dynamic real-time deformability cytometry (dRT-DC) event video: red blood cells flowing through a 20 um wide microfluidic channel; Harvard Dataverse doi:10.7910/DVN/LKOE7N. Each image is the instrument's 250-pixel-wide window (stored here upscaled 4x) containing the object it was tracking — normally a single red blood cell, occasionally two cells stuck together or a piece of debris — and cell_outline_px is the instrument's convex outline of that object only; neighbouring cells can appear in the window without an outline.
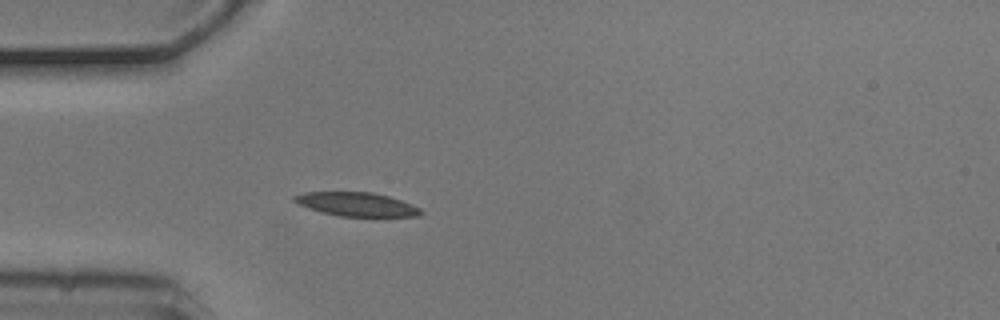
{"species": "common noctule bat (a hibernating species)", "species_latin": "Nyctalus noctula", "temperature_condition": "cold", "stored_images_in_passage": 3, "camera_frame_rate_fps": 3000, "um_per_image_px": 0.085, "animal": {"sex": "male", "body_mass_g": 20.5, "forearm_length_mm": 52.5}, "frame": {"image": 1, "passage_image": 3, "time_ms": 0.667, "image_size_px": [1000, 320], "cell_outline_px": [[424, 212], [420, 216], [340, 216], [308, 208], [296, 204], [292, 200], [292, 196], [304, 192], [372, 192], [388, 196], [412, 204], [420, 208]], "centroid_in_image_um": [30.29, 17.36], "position_along_channel_um": 54.7, "area_um2": 17.51}}